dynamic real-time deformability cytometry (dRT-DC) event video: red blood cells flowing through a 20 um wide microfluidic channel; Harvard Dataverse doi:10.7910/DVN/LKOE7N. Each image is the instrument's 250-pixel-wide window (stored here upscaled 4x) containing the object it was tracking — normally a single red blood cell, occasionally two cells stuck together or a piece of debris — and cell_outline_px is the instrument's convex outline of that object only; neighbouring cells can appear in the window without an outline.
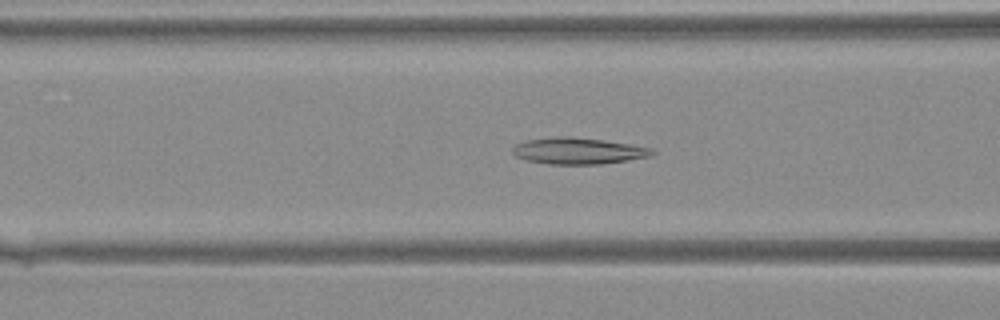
{"species": "Egyptian fruit bat (a non-hibernating species)", "species_latin": "Rousettus aegyptiacus", "temperature_condition": "warm", "stored_images_in_passage": 26, "camera_frame_rate_fps": 3000, "um_per_image_px": 0.085, "animal": {"sex": "female"}, "frame": {"image": 1, "passage_image": 17, "time_ms": 5.333, "image_size_px": [1000, 320], "cell_outline_px": [[656, 152], [648, 156], [600, 164], [548, 164], [528, 160], [516, 156], [512, 152], [512, 148], [516, 144], [528, 140], [564, 136], [568, 136], [600, 140], [628, 144], [652, 148]], "centroid_in_image_um": [49.11, 12.83], "position_along_channel_um": 117.5, "area_um2": 20.92}}
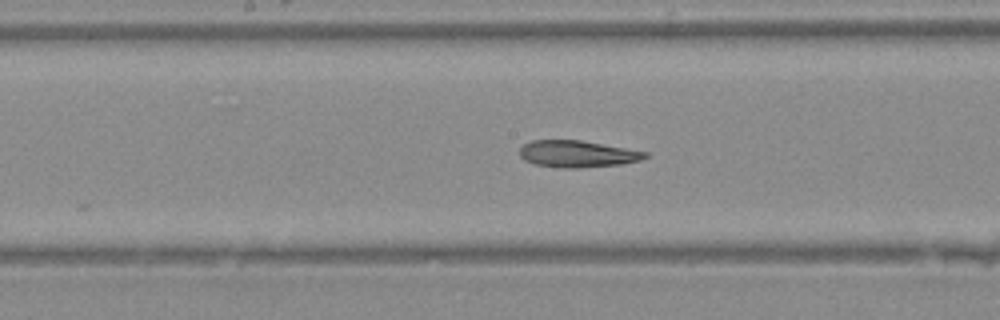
{"frame": {"image": 2, "passage_image": 22, "time_ms": 7.0, "image_size_px": [1000, 320], "cell_outline_px": [[648, 156], [640, 160], [620, 164], [580, 168], [560, 168], [536, 164], [524, 160], [520, 156], [520, 148], [524, 144], [532, 140], [580, 140], [648, 152]], "centroid_in_image_um": [49.06, 13.08], "position_along_channel_um": 199.1, "area_um2": 19.48}}
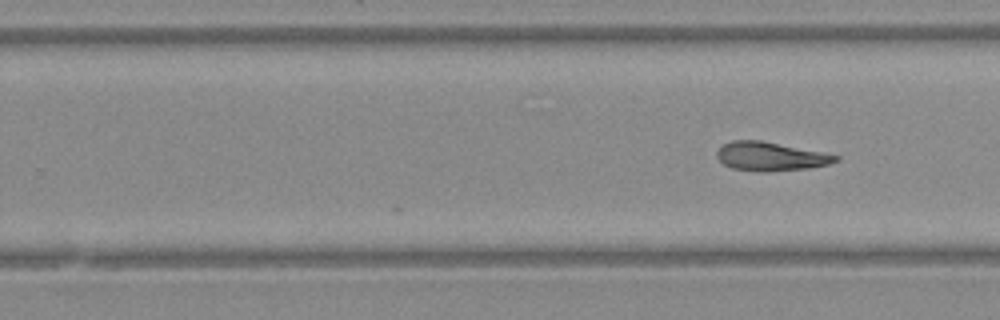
{"frame": {"image": 3, "passage_image": 26, "time_ms": 8.333, "image_size_px": [1000, 320], "cell_outline_px": [[840, 160], [828, 164], [808, 168], [768, 172], [760, 172], [732, 168], [724, 164], [716, 156], [716, 152], [724, 144], [732, 140], [760, 140], [840, 156]], "centroid_in_image_um": [65.48, 13.3], "position_along_channel_um": 264.3, "area_um2": 19.71}}